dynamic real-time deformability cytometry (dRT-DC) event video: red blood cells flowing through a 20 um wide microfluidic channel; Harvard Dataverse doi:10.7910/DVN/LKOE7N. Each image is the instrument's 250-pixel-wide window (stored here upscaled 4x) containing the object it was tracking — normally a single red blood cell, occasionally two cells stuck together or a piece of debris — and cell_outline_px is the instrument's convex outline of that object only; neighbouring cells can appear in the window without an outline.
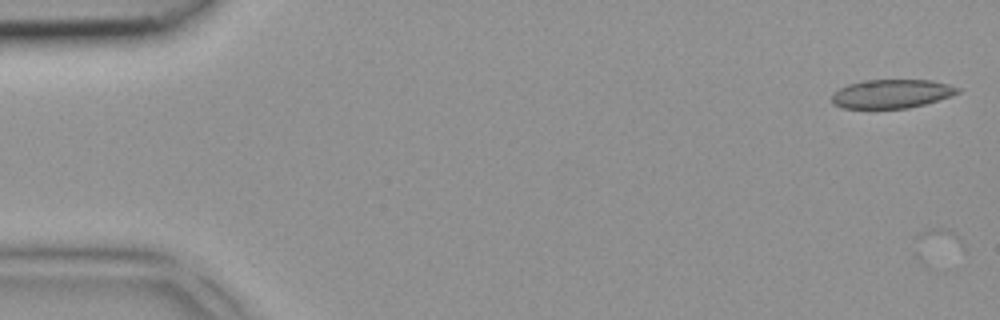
{"species": "common noctule bat (a hibernating species)", "species_latin": "Nyctalus noctula", "temperature_condition": "room temperature", "stored_images_in_passage": 5, "camera_frame_rate_fps": 3000, "um_per_image_px": 0.085, "animal": {"sex": "female", "body_mass_g": 18.4}, "frame": {"image": 1, "passage_image": 1, "time_ms": 0.0, "image_size_px": [1000, 320], "cell_outline_px": [[964, 88], [960, 92], [952, 96], [924, 104], [908, 108], [844, 108], [832, 104], [832, 96], [840, 88], [848, 84], [864, 80], [932, 80]], "centroid_in_image_um": [75.84, 7.96], "position_along_channel_um": 9.2, "area_um2": 21.15}}